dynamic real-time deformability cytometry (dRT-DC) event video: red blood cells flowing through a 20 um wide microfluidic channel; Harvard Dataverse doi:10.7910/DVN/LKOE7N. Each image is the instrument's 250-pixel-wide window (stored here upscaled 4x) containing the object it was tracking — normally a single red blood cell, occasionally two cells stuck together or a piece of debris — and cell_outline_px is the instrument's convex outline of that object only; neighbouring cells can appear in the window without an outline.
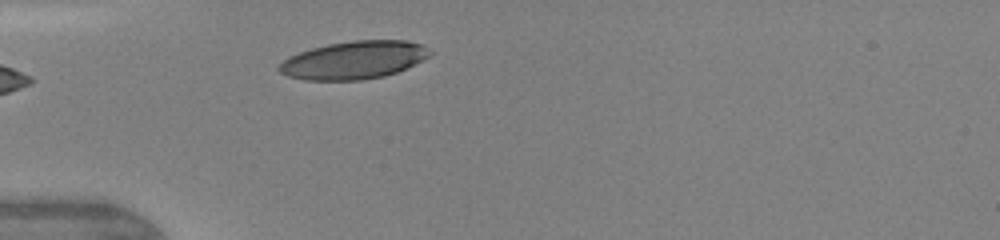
{"species": "human", "species_latin": "Homo sapiens", "temperature_condition": "warm", "stored_images_in_passage": 2, "camera_frame_rate_fps": 3000, "um_per_image_px": 0.085, "donor": {"sex": "female"}, "frame": {"image": 1, "passage_image": 2, "time_ms": 1.0, "image_size_px": [1000, 240], "cell_outline_px": [[432, 52], [428, 56], [396, 72], [384, 76], [360, 80], [304, 80], [288, 76], [280, 72], [276, 68], [288, 56], [312, 48], [328, 44], [352, 40], [404, 40], [424, 44]], "centroid_in_image_um": [30.05, 5.1], "position_along_channel_um": 55.0, "area_um2": 33.12}}